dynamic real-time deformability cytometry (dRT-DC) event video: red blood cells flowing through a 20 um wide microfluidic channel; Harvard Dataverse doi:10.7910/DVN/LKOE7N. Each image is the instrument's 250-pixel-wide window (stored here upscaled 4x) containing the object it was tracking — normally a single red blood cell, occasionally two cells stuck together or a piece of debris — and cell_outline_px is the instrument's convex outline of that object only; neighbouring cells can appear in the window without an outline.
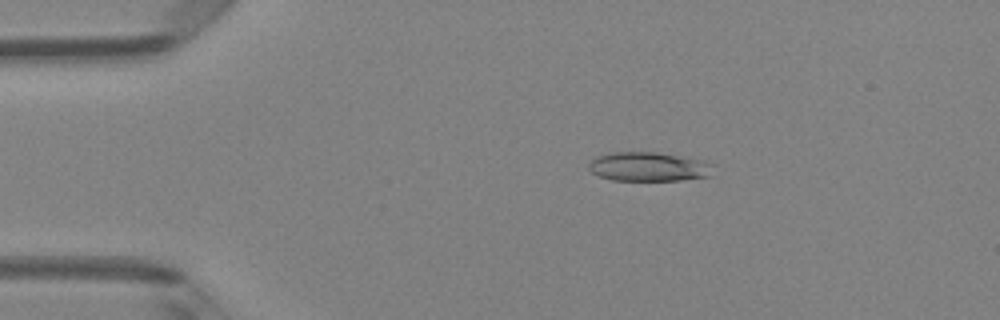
{"species": "Egyptian fruit bat (a non-hibernating species)", "species_latin": "Rousettus aegyptiacus", "temperature_condition": "room temperature", "stored_images_in_passage": 46, "camera_frame_rate_fps": 3000, "um_per_image_px": 0.085, "animal": {"sex": "female"}, "frame": {"image": 1, "passage_image": 6, "time_ms": 1.667, "image_size_px": [1000, 320], "cell_outline_px": [[712, 164], [708, 176], [680, 180], [612, 180], [600, 176], [592, 172], [588, 168], [588, 164], [596, 156], [608, 152], [656, 152], [704, 160]], "centroid_in_image_um": [55.07, 14.16], "position_along_channel_um": 29.9, "area_um2": 20.98}}
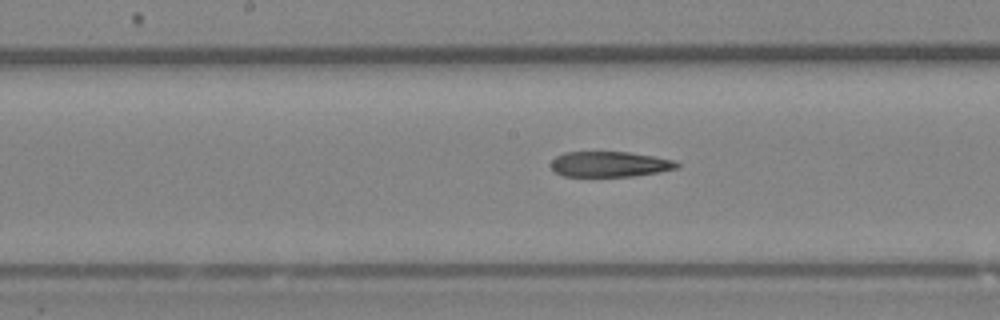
{"frame": {"image": 2, "passage_image": 22, "time_ms": 7.0, "image_size_px": [1000, 320], "cell_outline_px": [[680, 168], [660, 172], [632, 176], [564, 176], [556, 172], [552, 168], [552, 160], [556, 156], [564, 152], [628, 152], [656, 156], [672, 160], [680, 164]], "centroid_in_image_um": [51.87, 13.95], "position_along_channel_um": 196.3, "area_um2": 18.67}}
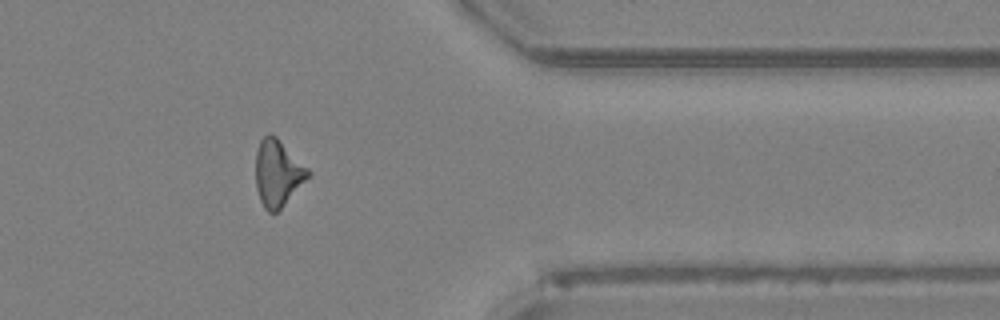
{"frame": {"image": 3, "passage_image": 37, "time_ms": 12.0, "image_size_px": [1000, 320], "cell_outline_px": [[312, 172], [280, 208], [276, 212], [268, 212], [264, 208], [260, 200], [256, 188], [256, 152], [260, 140], [268, 132], [272, 132]], "centroid_in_image_um": [23.58, 14.67], "position_along_channel_um": 387.8, "area_um2": 20.0}}